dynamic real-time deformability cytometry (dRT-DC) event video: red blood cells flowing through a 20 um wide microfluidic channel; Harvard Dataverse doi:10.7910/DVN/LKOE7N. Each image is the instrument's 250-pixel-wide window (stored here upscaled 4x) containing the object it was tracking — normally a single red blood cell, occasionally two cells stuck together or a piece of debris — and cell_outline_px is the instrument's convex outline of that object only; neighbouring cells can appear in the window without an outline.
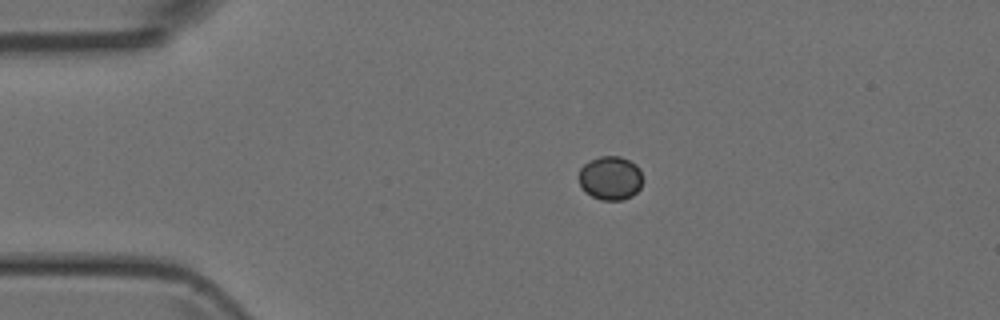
{"species": "Egyptian fruit bat (a non-hibernating species)", "species_latin": "Rousettus aegyptiacus", "temperature_condition": "room temperature", "stored_images_in_passage": 40, "camera_frame_rate_fps": 3000, "um_per_image_px": 0.085, "animal": {"sex": "female"}, "frame": {"image": 1, "passage_image": 1, "time_ms": 0.0, "image_size_px": [1000, 320], "cell_outline_px": [[644, 180], [640, 188], [632, 196], [620, 200], [600, 200], [584, 192], [580, 184], [580, 168], [588, 160], [600, 156], [620, 156], [636, 164], [640, 168]], "centroid_in_image_um": [51.91, 15.13], "position_along_channel_um": 33.1, "area_um2": 16.53}}
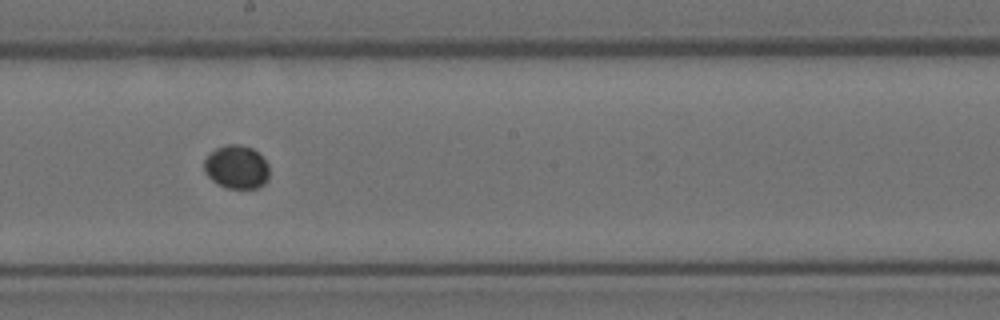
{"frame": {"image": 2, "passage_image": 18, "time_ms": 5.667, "image_size_px": [1000, 320], "cell_outline_px": [[268, 180], [264, 184], [256, 188], [224, 188], [216, 184], [204, 172], [204, 160], [216, 148], [228, 144], [236, 144], [252, 148], [268, 164]], "centroid_in_image_um": [20.09, 14.22], "position_along_channel_um": 228.1, "area_um2": 16.42}}
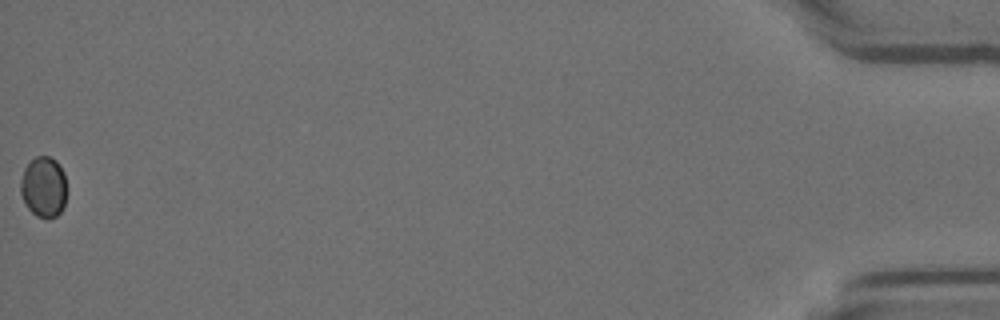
{"frame": {"image": 3, "passage_image": 40, "time_ms": 13.0, "image_size_px": [1000, 320], "cell_outline_px": [[68, 192], [64, 208], [56, 216], [36, 216], [28, 208], [20, 192], [20, 180], [24, 168], [36, 156], [48, 156], [56, 160], [60, 164], [64, 172], [68, 188]], "centroid_in_image_um": [3.75, 15.86], "position_along_channel_um": 431.4, "area_um2": 16.59}}